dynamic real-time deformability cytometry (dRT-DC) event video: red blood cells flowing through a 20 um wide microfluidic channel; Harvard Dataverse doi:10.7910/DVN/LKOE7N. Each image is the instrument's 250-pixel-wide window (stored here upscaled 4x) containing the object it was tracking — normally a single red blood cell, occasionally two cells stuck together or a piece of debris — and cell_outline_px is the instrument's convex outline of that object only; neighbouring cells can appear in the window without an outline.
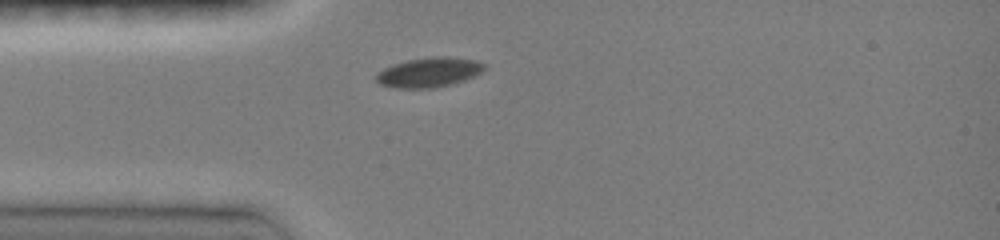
{"species": "common noctule bat (a hibernating species)", "species_latin": "Nyctalus noctula", "temperature_condition": "room temperature", "stored_images_in_passage": 5, "camera_frame_rate_fps": 3000, "um_per_image_px": 0.085, "animal": {"sex": "female", "body_mass_g": 19.0, "forearm_length_mm": 51.5}, "frame": {"image": 1, "passage_image": 1, "time_ms": 0.0, "image_size_px": [1000, 240], "cell_outline_px": [[484, 68], [480, 72], [464, 80], [432, 88], [396, 88], [380, 84], [376, 80], [376, 76], [384, 68], [392, 64], [408, 60], [432, 56], [436, 56], [476, 60], [484, 64]], "centroid_in_image_um": [36.42, 6.15], "position_along_channel_um": 48.6, "area_um2": 18.26}}
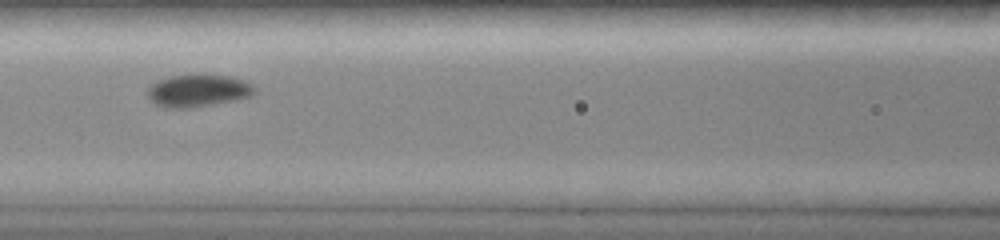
{"frame": {"image": 2, "passage_image": 4, "time_ms": 2.667, "image_size_px": [1000, 240], "cell_outline_px": [[256, 92], [252, 96], [236, 100], [188, 108], [164, 108], [156, 104], [148, 96], [148, 88], [156, 80], [172, 76], [204, 72], [228, 76], [244, 80], [252, 84], [256, 88]], "centroid_in_image_um": [16.87, 7.67], "position_along_channel_um": 149.7, "area_um2": 20.69}}